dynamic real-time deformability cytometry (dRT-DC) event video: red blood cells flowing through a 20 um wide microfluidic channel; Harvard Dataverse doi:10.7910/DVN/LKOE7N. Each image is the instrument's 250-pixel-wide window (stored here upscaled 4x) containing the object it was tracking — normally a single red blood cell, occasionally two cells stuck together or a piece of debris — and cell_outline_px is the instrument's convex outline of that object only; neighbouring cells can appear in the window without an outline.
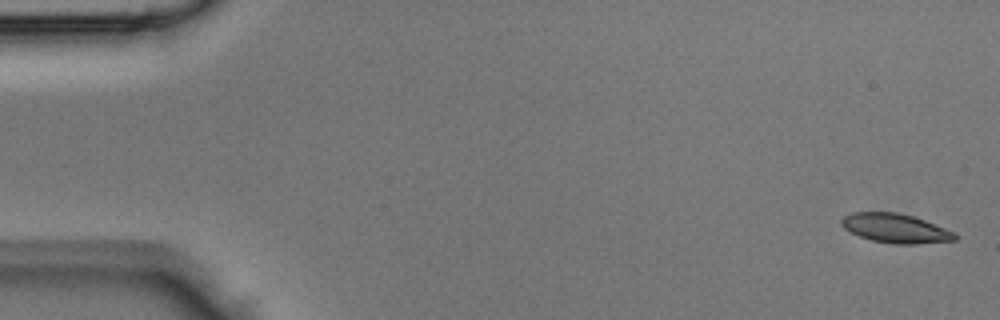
{"species": "Egyptian fruit bat (a non-hibernating species)", "species_latin": "Rousettus aegyptiacus", "temperature_condition": "room temperature", "stored_images_in_passage": 44, "camera_frame_rate_fps": 3000, "um_per_image_px": 0.085, "animal": {"sex": "male"}, "frame": {"image": 1, "passage_image": 1, "time_ms": 0.0, "image_size_px": [1000, 320], "cell_outline_px": [[960, 236], [956, 240], [916, 244], [896, 244], [872, 240], [860, 236], [844, 228], [840, 224], [840, 220], [844, 216], [852, 212], [896, 212], [912, 216], [924, 220], [956, 232]], "centroid_in_image_um": [76.15, 19.4], "position_along_channel_um": 8.9, "area_um2": 19.31}}
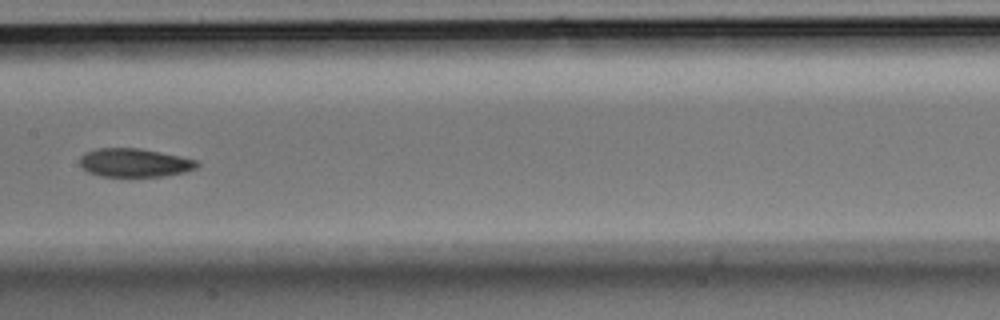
{"frame": {"image": 2, "passage_image": 22, "time_ms": 7.0, "image_size_px": [1000, 320], "cell_outline_px": [[200, 164], [196, 168], [184, 172], [164, 176], [100, 176], [88, 172], [80, 164], [80, 156], [84, 152], [96, 148], [140, 148], [200, 160]], "centroid_in_image_um": [11.45, 13.82], "position_along_channel_um": 196.0, "area_um2": 19.59}}
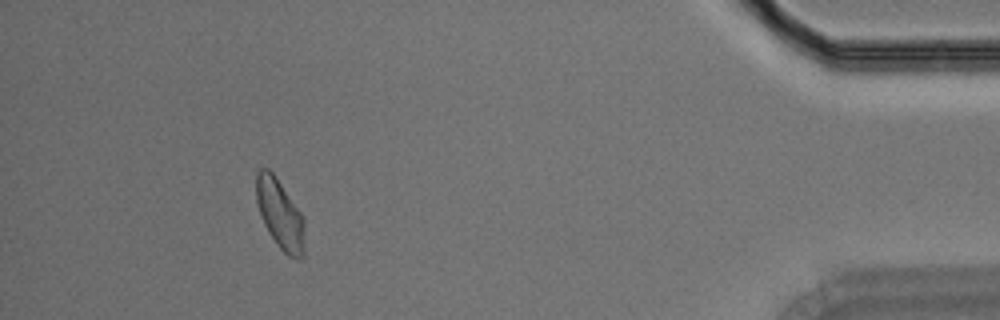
{"frame": {"image": 3, "passage_image": 40, "time_ms": 13.0, "image_size_px": [1000, 320], "cell_outline_px": [[304, 256], [300, 260], [296, 260], [288, 256], [280, 248], [268, 232], [260, 216], [256, 200], [256, 172], [260, 168], [268, 168], [276, 176], [300, 212], [304, 220]], "centroid_in_image_um": [23.79, 18.22], "position_along_channel_um": 411.4, "area_um2": 19.77}}